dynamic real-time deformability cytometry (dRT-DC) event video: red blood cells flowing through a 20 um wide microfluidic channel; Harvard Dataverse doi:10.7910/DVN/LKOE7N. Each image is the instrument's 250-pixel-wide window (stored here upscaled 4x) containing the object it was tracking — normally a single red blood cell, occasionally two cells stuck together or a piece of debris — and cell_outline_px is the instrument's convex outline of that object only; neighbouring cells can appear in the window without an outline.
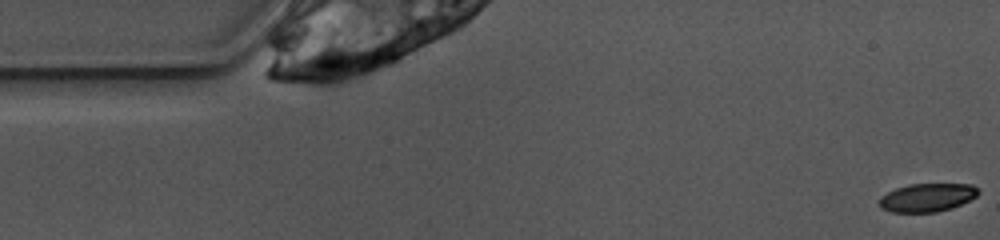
{"species": "common noctule bat (a hibernating species)", "species_latin": "Nyctalus noctula", "temperature_condition": "warm", "stored_images_in_passage": 2, "camera_frame_rate_fps": 3000, "um_per_image_px": 0.085, "animal": {"sex": "female", "body_mass_g": 10.0, "forearm_length_mm": 53.1}, "frame": {"image": 1, "passage_image": 1, "time_ms": 0.0, "image_size_px": [1000, 240], "cell_outline_px": [[980, 192], [976, 196], [952, 208], [936, 212], [892, 212], [880, 208], [880, 196], [896, 188], [908, 184], [972, 184]], "centroid_in_image_um": [78.79, 16.79], "position_along_channel_um": 6.2, "area_um2": 16.24}}